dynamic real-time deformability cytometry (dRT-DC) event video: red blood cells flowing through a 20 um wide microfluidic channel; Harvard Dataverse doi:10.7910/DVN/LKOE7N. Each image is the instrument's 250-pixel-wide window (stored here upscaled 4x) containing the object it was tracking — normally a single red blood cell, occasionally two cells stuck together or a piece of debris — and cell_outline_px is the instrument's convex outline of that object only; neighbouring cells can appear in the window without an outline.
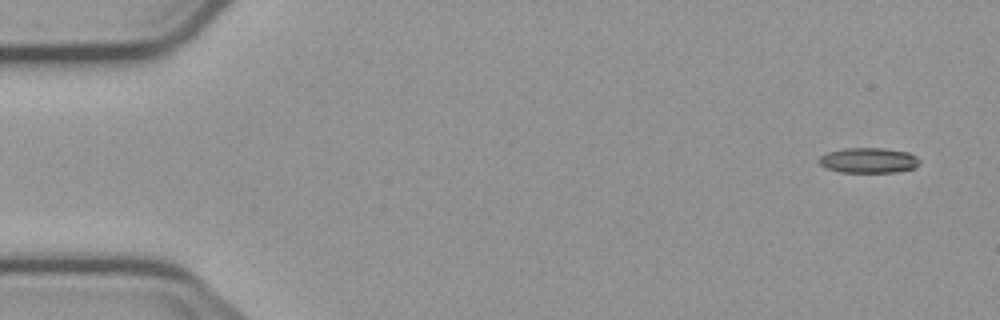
{"species": "common noctule bat (a hibernating species)", "species_latin": "Nyctalus noctula", "temperature_condition": "cold", "stored_images_in_passage": 4, "camera_frame_rate_fps": 3000, "um_per_image_px": 0.085, "animal": {"sex": "male", "body_mass_g": 23.1, "forearm_length_mm": 52.7}, "frame": {"image": 1, "passage_image": 1, "time_ms": 0.0, "image_size_px": [1000, 320], "cell_outline_px": [[920, 164], [916, 168], [896, 172], [840, 172], [824, 168], [816, 160], [820, 156], [828, 152], [844, 148], [884, 148], [908, 152], [916, 156], [920, 160]], "centroid_in_image_um": [73.82, 13.63], "position_along_channel_um": 11.2, "area_um2": 15.03}}
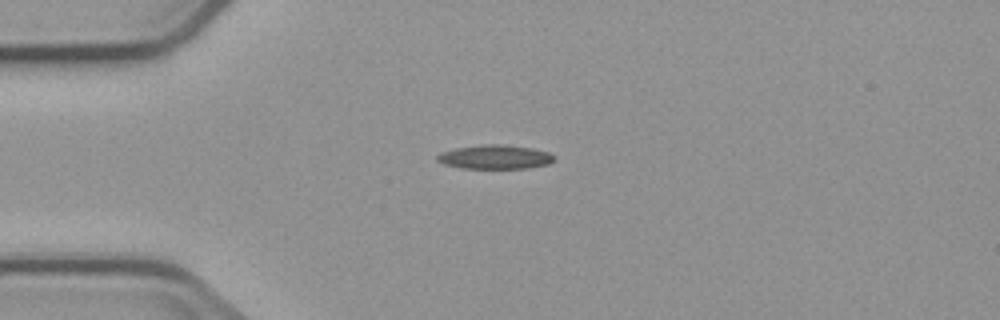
{"frame": {"image": 2, "passage_image": 4, "time_ms": 3.667, "image_size_px": [1000, 320], "cell_outline_px": [[552, 160], [548, 164], [528, 168], [460, 168], [444, 164], [436, 160], [436, 156], [440, 152], [456, 148], [484, 144], [504, 144], [532, 148], [548, 152], [552, 156]], "centroid_in_image_um": [42.02, 13.34], "position_along_channel_um": 43.0, "area_um2": 16.3}}